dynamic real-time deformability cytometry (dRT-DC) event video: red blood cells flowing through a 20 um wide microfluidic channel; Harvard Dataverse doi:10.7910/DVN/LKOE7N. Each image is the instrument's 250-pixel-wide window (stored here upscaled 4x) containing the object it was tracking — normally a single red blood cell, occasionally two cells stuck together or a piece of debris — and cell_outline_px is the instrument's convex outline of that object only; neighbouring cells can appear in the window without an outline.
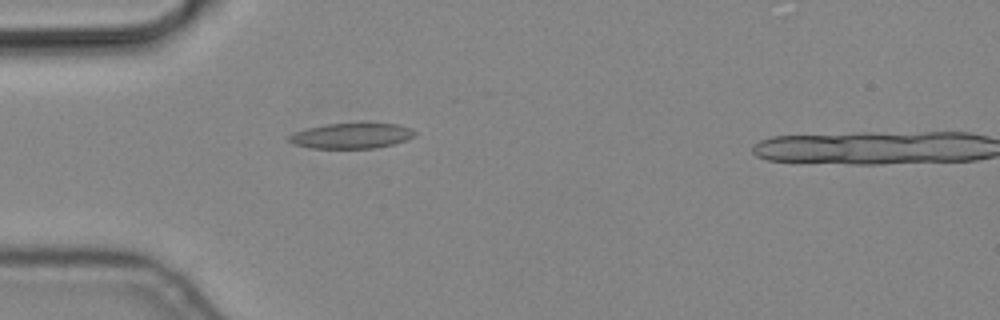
{"species": "common noctule bat (a hibernating species)", "species_latin": "Nyctalus noctula", "temperature_condition": "cold", "stored_images_in_passage": 2, "camera_frame_rate_fps": 3000, "um_per_image_px": 0.085, "animal": {"sex": "male", "body_mass_g": 19.2, "forearm_length_mm": 51.8}, "frame": {"image": 1, "passage_image": 1, "time_ms": 0.0, "image_size_px": [1000, 320], "cell_outline_px": [[416, 132], [408, 140], [376, 148], [312, 148], [292, 144], [288, 140], [288, 136], [296, 132], [308, 128], [328, 124], [396, 124], [412, 128]], "centroid_in_image_um": [29.88, 11.55], "position_along_channel_um": 55.1, "area_um2": 18.32}}